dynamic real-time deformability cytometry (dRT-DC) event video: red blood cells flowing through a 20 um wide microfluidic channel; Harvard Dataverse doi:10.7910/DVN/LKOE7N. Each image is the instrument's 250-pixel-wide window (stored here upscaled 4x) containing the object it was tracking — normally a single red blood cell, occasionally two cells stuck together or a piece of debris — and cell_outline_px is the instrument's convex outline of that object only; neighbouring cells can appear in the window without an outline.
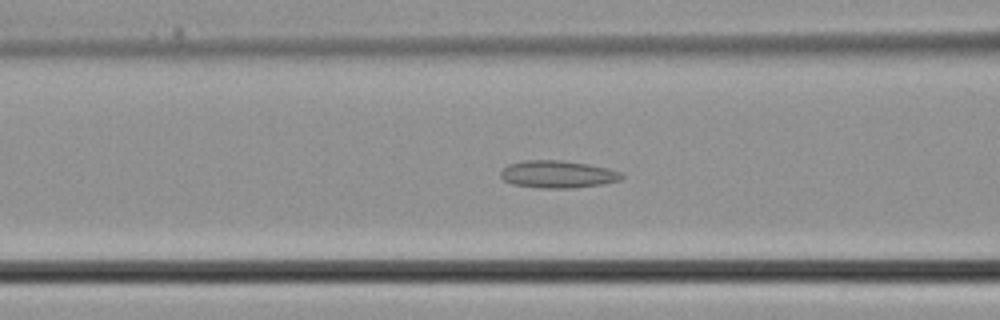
{"species": "common noctule bat (a hibernating species)", "species_latin": "Nyctalus noctula", "temperature_condition": "cold", "stored_images_in_passage": 39, "camera_frame_rate_fps": 3000, "um_per_image_px": 0.085, "animal": {"sex": "male", "body_mass_g": 21.5, "forearm_length_mm": 52.0}, "frame": {"image": 1, "passage_image": 16, "time_ms": 5.0, "image_size_px": [1000, 320], "cell_outline_px": [[624, 176], [620, 180], [604, 184], [576, 188], [536, 188], [512, 184], [504, 180], [500, 176], [500, 172], [508, 164], [524, 160], [560, 160], [588, 164], [608, 168], [620, 172]], "centroid_in_image_um": [47.4, 14.82], "position_along_channel_um": 119.2, "area_um2": 19.48}}
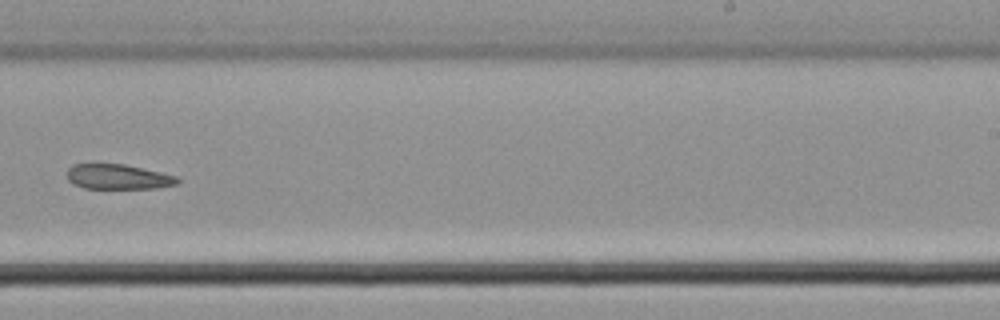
{"frame": {"image": 2, "passage_image": 25, "time_ms": 8.0, "image_size_px": [1000, 320], "cell_outline_px": [[180, 184], [156, 188], [84, 188], [72, 184], [68, 180], [68, 168], [72, 164], [124, 164], [160, 172], [176, 176], [180, 180]], "centroid_in_image_um": [10.04, 15.03], "position_along_channel_um": 279.0, "area_um2": 16.07}}
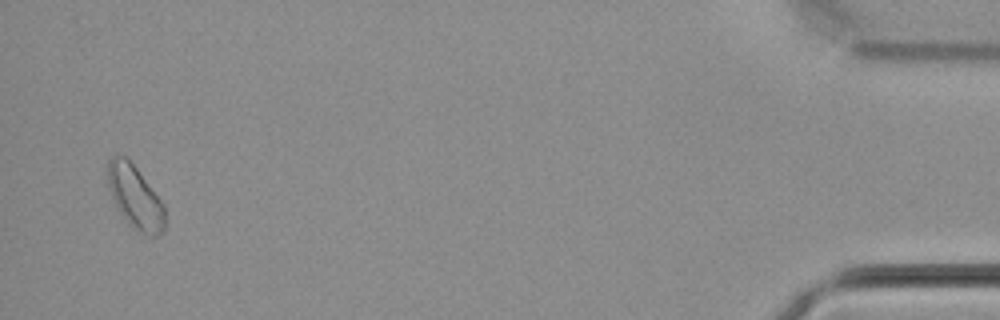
{"frame": {"image": 3, "passage_image": 38, "time_ms": 12.333, "image_size_px": [1000, 320], "cell_outline_px": [[164, 232], [156, 236], [148, 236], [140, 232], [120, 212], [112, 196], [108, 184], [108, 160], [116, 156], [124, 156], [136, 168], [164, 204]], "centroid_in_image_um": [11.51, 16.76], "position_along_channel_um": 423.7, "area_um2": 20.23}}